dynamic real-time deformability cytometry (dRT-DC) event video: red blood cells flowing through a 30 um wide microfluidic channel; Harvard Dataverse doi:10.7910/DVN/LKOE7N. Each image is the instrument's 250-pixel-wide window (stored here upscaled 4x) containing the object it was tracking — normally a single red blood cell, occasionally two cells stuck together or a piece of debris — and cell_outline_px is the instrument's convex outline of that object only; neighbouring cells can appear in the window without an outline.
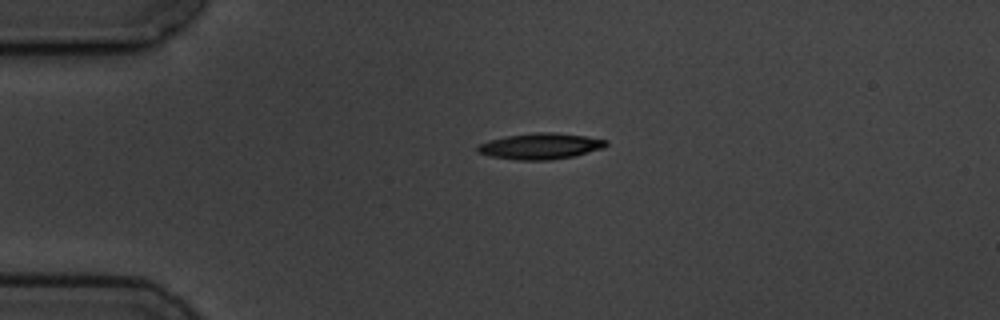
{"species": "common noctule bat (a hibernating species)", "species_latin": "Nyctalus noctula", "temperature_condition": "cold", "stored_images_in_passage": 2, "camera_frame_rate_fps": 3000, "um_per_image_px": 0.085, "animal": {"sex": "male", "body_mass_g": 19.5, "forearm_length_mm": 54.6}, "frame": {"image": 1, "passage_image": 1, "time_ms": 0.0, "image_size_px": [1000, 320], "cell_outline_px": [[608, 144], [604, 148], [572, 156], [548, 160], [520, 160], [492, 156], [476, 152], [476, 148], [480, 144], [488, 140], [508, 136], [536, 132], [552, 132], [584, 136], [608, 140]], "centroid_in_image_um": [45.94, 12.42], "position_along_channel_um": 39.1, "area_um2": 19.25}}